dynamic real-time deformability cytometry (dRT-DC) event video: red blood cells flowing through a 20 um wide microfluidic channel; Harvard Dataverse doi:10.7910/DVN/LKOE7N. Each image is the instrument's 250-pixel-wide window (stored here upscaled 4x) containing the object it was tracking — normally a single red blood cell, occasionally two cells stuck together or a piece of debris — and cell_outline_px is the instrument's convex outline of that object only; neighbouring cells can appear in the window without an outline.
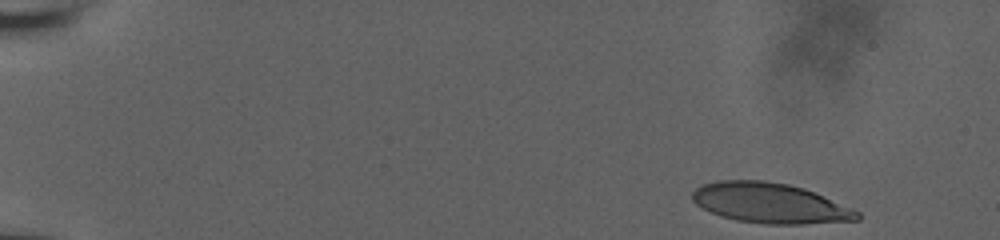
{"species": "human", "species_latin": "Homo sapiens", "temperature_condition": "room temperature", "stored_images_in_passage": 52, "camera_frame_rate_fps": 3000, "um_per_image_px": 0.085, "donor": {"sex": "male"}, "frame": {"image": 1, "passage_image": 2, "time_ms": 0.333, "image_size_px": [1000, 240], "cell_outline_px": [[860, 220], [800, 224], [764, 224], [736, 220], [720, 216], [696, 204], [692, 200], [692, 192], [696, 188], [704, 184], [716, 180], [764, 180], [788, 184], [804, 188], [852, 208], [860, 212]], "centroid_in_image_um": [65.45, 17.26], "position_along_channel_um": 19.6, "area_um2": 38.55}}
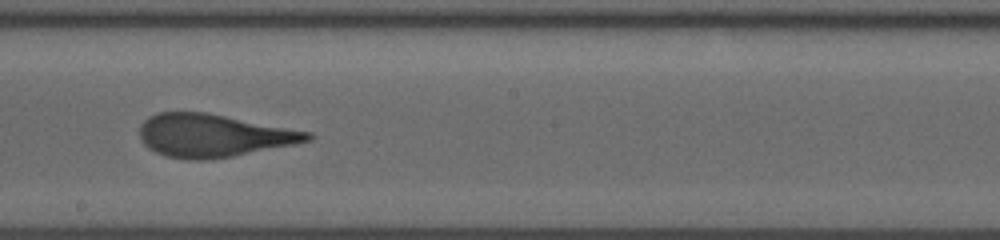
{"frame": {"image": 2, "passage_image": 30, "time_ms": 9.667, "image_size_px": [1000, 240], "cell_outline_px": [[316, 136], [312, 140], [296, 144], [212, 160], [192, 160], [164, 156], [148, 148], [140, 140], [140, 124], [148, 116], [156, 112], [208, 112], [312, 132]], "centroid_in_image_um": [18.15, 11.52], "position_along_channel_um": 230.1, "area_um2": 42.48}}
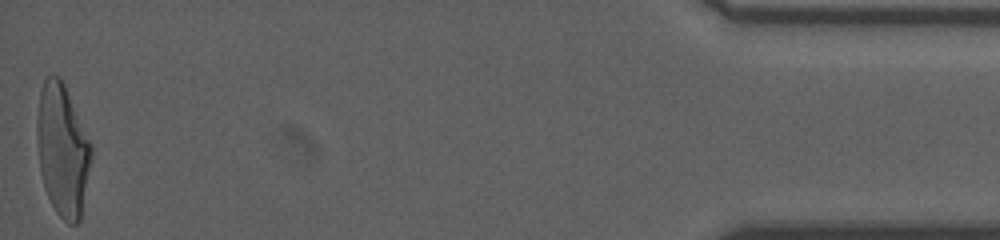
{"frame": {"image": 3, "passage_image": 52, "time_ms": 17.0, "image_size_px": [1000, 240], "cell_outline_px": [[92, 156], [80, 220], [76, 224], [68, 224], [56, 212], [44, 188], [40, 172], [36, 136], [36, 120], [40, 92], [44, 80], [48, 76], [60, 76], [64, 84], [92, 144]], "centroid_in_image_um": [5.31, 12.76], "position_along_channel_um": 429.9, "area_um2": 41.79}, "authors_computed_cell_mechanics": {"area_um2": 41.5004, "velocity_mm_per_s": 3.8502, "shape_relaxation_time_tau1_ms": 7.1388, "shape_relaxation_time_tau2_ms": 1.0883, "deformation_change_tau1": 0.2744, "deformation_change_tau2": 0.1039}}